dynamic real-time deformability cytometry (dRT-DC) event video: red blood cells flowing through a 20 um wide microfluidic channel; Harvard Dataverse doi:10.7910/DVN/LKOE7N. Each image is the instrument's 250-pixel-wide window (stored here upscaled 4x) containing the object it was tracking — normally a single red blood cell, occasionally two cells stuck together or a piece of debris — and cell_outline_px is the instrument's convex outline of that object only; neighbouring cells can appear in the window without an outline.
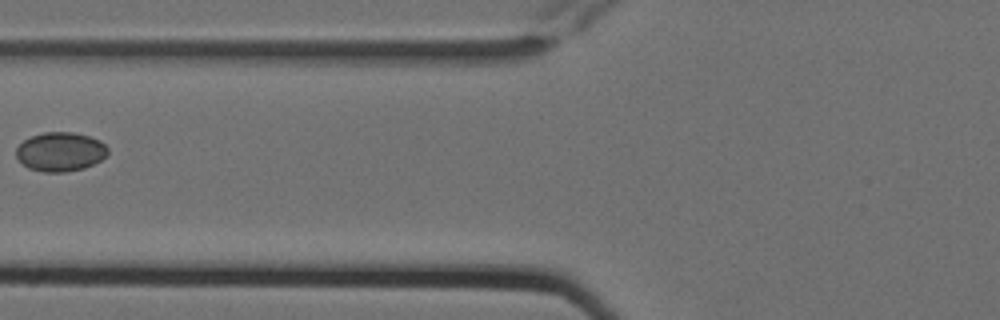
{"species": "Egyptian fruit bat (a non-hibernating species)", "species_latin": "Rousettus aegyptiacus", "temperature_condition": "cold", "stored_images_in_passage": 4, "camera_frame_rate_fps": 3000, "um_per_image_px": 0.085, "animal": {"sex": "female"}, "frame": {"image": 1, "passage_image": 3, "time_ms": 0.667, "image_size_px": [1000, 320], "cell_outline_px": [[108, 152], [100, 160], [84, 168], [64, 172], [44, 172], [28, 168], [16, 156], [16, 148], [24, 140], [32, 136], [44, 132], [72, 132], [88, 136], [100, 140], [108, 148]], "centroid_in_image_um": [5.12, 12.89], "position_along_channel_um": 120.7, "area_um2": 20.69}}
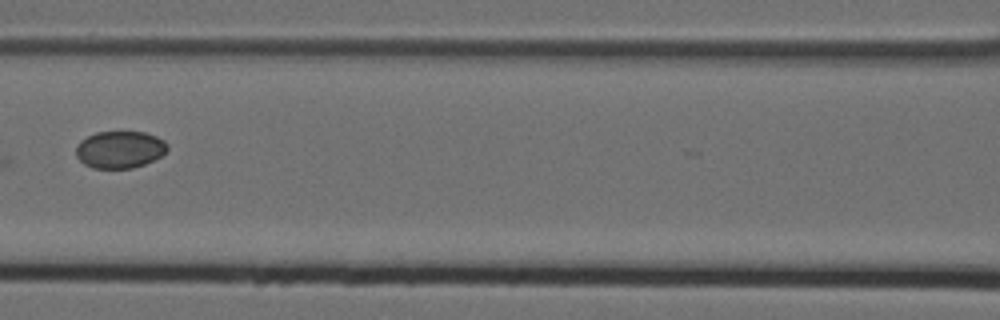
{"frame": {"image": 2, "passage_image": 4, "time_ms": 1.0, "image_size_px": [1000, 320], "cell_outline_px": [[168, 148], [160, 156], [144, 164], [132, 168], [92, 168], [84, 164], [76, 156], [76, 144], [80, 140], [96, 132], [144, 132], [156, 136], [164, 140], [168, 144]], "centroid_in_image_um": [10.16, 12.71], "position_along_channel_um": 156.4, "area_um2": 19.77}}